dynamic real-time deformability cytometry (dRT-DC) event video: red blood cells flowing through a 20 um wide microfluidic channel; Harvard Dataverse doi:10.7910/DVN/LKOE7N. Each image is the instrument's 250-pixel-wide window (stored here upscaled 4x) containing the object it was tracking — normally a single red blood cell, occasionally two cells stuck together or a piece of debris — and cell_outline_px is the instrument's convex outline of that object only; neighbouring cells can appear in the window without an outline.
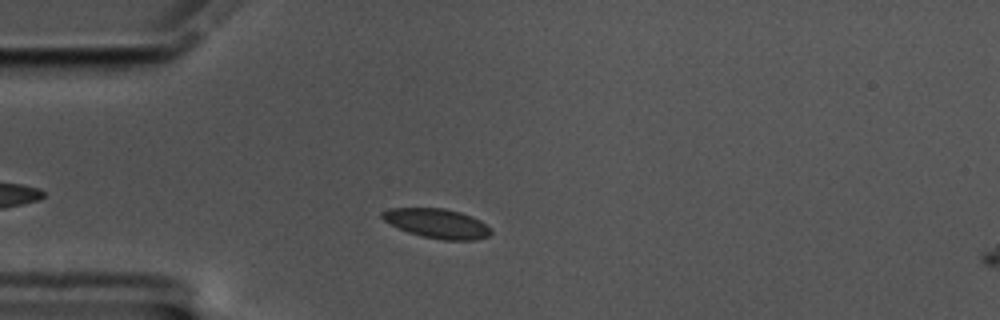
{"species": "common noctule bat (a hibernating species)", "species_latin": "Nyctalus noctula", "temperature_condition": "cold", "stored_images_in_passage": 11, "camera_frame_rate_fps": 3000, "um_per_image_px": 0.085, "animal": {"sex": "male", "body_mass_g": 17.5, "forearm_length_mm": 52.3}, "frame": {"image": 1, "passage_image": 10, "time_ms": 3.0, "image_size_px": [1000, 320], "cell_outline_px": [[492, 232], [488, 236], [476, 240], [440, 240], [420, 236], [408, 232], [384, 220], [380, 216], [380, 212], [388, 208], [444, 208], [460, 212], [472, 216], [480, 220]], "centroid_in_image_um": [37.13, 18.99], "position_along_channel_um": 47.9, "area_um2": 18.67}}